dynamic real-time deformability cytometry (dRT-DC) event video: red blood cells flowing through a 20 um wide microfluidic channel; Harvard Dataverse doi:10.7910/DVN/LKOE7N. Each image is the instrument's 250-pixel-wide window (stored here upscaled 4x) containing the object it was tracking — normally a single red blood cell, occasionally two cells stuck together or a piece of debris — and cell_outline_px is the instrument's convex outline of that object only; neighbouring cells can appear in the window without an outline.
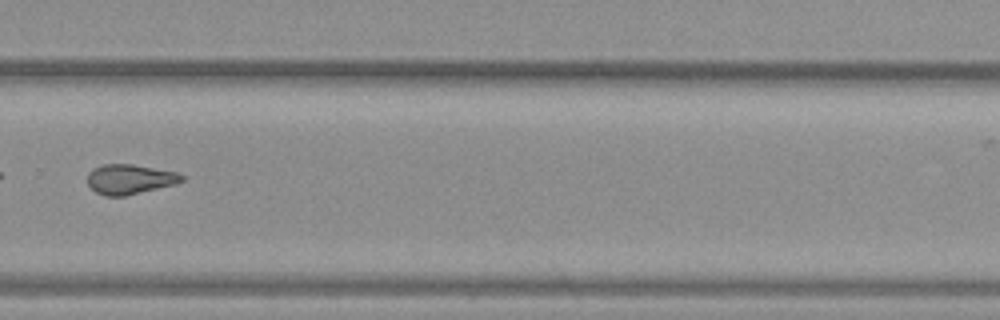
{"species": "common noctule bat (a hibernating species)", "species_latin": "Nyctalus noctula", "temperature_condition": "warm", "stored_images_in_passage": 47, "camera_frame_rate_fps": 3000, "um_per_image_px": 0.085, "animal": {"sex": "female", "body_mass_g": 19.3, "forearm_length_mm": 54.1}, "frame": {"image": 1, "passage_image": 34, "time_ms": 11.0, "image_size_px": [1000, 320], "cell_outline_px": [[184, 180], [176, 184], [124, 196], [104, 196], [96, 192], [88, 184], [88, 172], [92, 168], [104, 164], [132, 164], [176, 172], [184, 176]], "centroid_in_image_um": [11.02, 15.23], "position_along_channel_um": 318.8, "area_um2": 16.36}}